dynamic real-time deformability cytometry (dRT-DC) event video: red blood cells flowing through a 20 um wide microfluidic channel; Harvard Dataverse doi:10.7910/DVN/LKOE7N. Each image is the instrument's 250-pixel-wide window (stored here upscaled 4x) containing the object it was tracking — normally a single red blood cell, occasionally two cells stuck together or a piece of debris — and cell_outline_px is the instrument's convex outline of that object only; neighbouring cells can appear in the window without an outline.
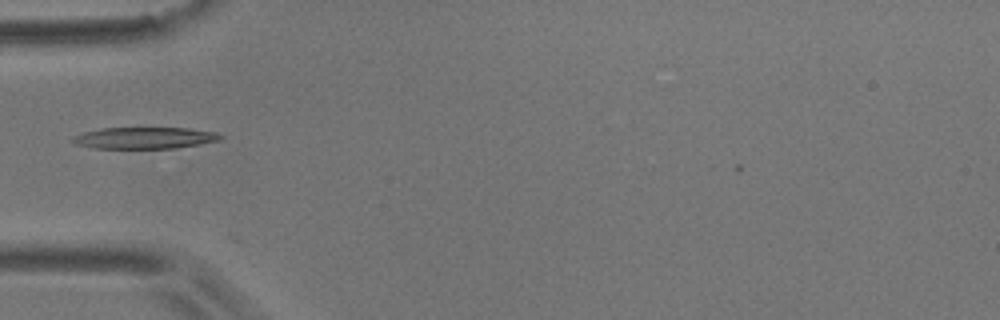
{"species": "common noctule bat (a hibernating species)", "species_latin": "Nyctalus noctula", "temperature_condition": "room temperature", "stored_images_in_passage": 5, "camera_frame_rate_fps": 3000, "um_per_image_px": 0.085, "animal": {"sex": "male", "body_mass_g": 17.9}, "frame": {"image": 1, "passage_image": 5, "time_ms": 4.667, "image_size_px": [1000, 320], "cell_outline_px": [[224, 136], [220, 140], [200, 144], [176, 148], [92, 148], [76, 144], [72, 140], [72, 136], [84, 132], [100, 128], [188, 128], [216, 132]], "centroid_in_image_um": [12.3, 11.72], "position_along_channel_um": 72.7, "area_um2": 18.55}}